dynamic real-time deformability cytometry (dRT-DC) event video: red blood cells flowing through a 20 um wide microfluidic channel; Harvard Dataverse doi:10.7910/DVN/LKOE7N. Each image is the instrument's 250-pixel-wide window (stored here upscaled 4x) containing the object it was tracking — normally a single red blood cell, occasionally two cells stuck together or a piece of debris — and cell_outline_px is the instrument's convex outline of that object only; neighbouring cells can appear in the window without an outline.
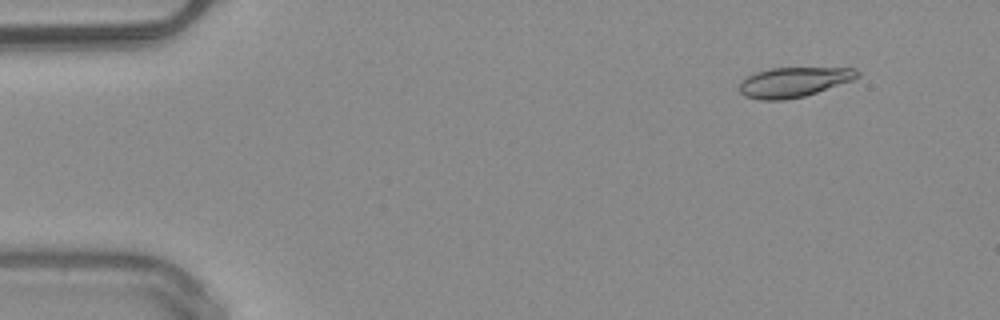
{"species": "common noctule bat (a hibernating species)", "species_latin": "Nyctalus noctula", "temperature_condition": "warm", "stored_images_in_passage": 50, "camera_frame_rate_fps": 3000, "um_per_image_px": 0.085, "animal": {"sex": "male", "body_mass_g": 20.4}, "frame": {"image": 1, "passage_image": 5, "time_ms": 1.333, "image_size_px": [1000, 320], "cell_outline_px": [[860, 76], [852, 80], [804, 96], [784, 100], [760, 100], [744, 96], [740, 92], [740, 80], [752, 72], [772, 68], [852, 68], [860, 72]], "centroid_in_image_um": [67.4, 6.97], "position_along_channel_um": 17.6, "area_um2": 20.52}}
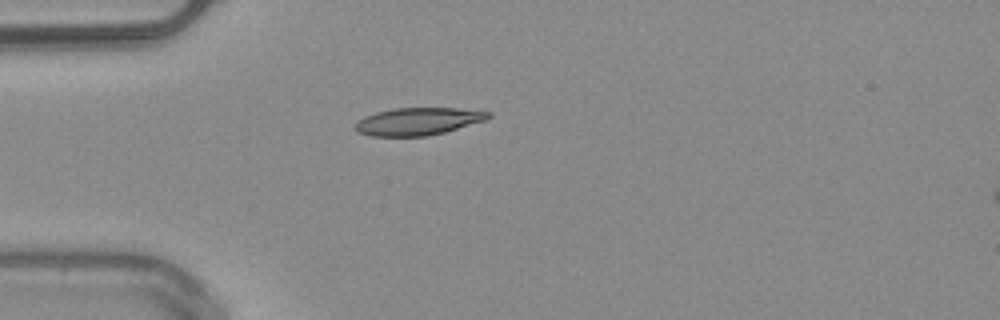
{"frame": {"image": 2, "passage_image": 14, "time_ms": 4.333, "image_size_px": [1000, 320], "cell_outline_px": [[492, 116], [484, 120], [444, 132], [428, 136], [372, 136], [356, 132], [352, 128], [356, 120], [364, 116], [376, 112], [392, 108], [456, 108], [492, 112]], "centroid_in_image_um": [35.45, 10.31], "position_along_channel_um": 49.5, "area_um2": 21.44}}
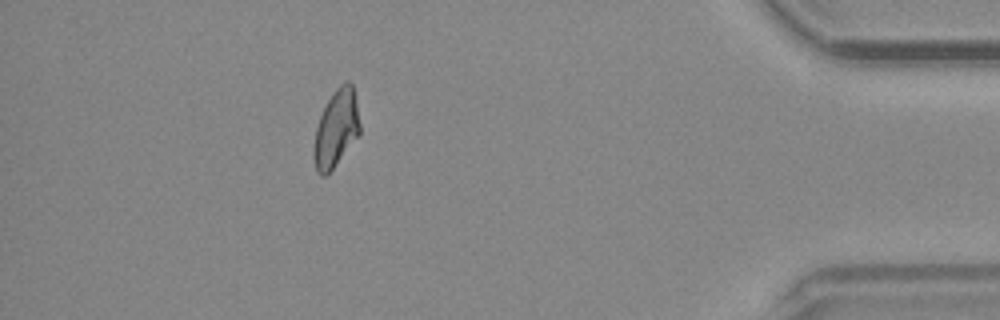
{"frame": {"image": 3, "passage_image": 45, "time_ms": 14.667, "image_size_px": [1000, 320], "cell_outline_px": [[360, 136], [332, 168], [324, 176], [320, 176], [316, 172], [312, 156], [312, 148], [316, 128], [320, 116], [332, 92], [344, 80], [348, 80], [352, 84], [360, 124]], "centroid_in_image_um": [28.55, 10.94], "position_along_channel_um": 406.6, "area_um2": 20.87}, "authors_computed_cell_mechanics": {"area_um2": 20.9236, "velocity_mm_per_s": 4.0508, "shape_relaxation_time_tau1_ms": null, "shape_relaxation_time_tau2_ms": 2.8909, "deformation_change_tau1": null, "deformation_change_tau2": 0.0834}}